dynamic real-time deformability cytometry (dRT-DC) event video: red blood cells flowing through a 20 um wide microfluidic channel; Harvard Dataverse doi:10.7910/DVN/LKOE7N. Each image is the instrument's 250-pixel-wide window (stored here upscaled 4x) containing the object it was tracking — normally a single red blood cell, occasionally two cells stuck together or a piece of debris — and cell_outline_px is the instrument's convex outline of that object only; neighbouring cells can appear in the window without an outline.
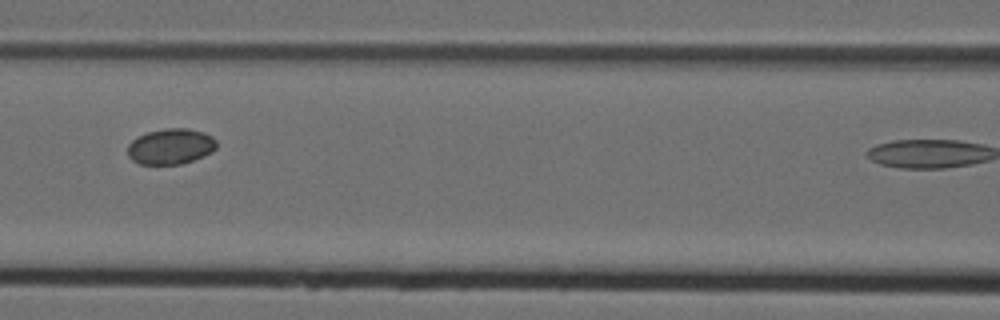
{"species": "Egyptian fruit bat (a non-hibernating species)", "species_latin": "Rousettus aegyptiacus", "temperature_condition": "cold", "stored_images_in_passage": 7, "camera_frame_rate_fps": 3000, "um_per_image_px": 0.085, "animal": {"sex": "female"}, "frame": {"image": 1, "passage_image": 6, "time_ms": 1.667, "image_size_px": [1000, 320], "cell_outline_px": [[216, 148], [212, 152], [204, 156], [180, 164], [140, 164], [132, 160], [128, 156], [128, 144], [132, 140], [148, 132], [164, 128], [188, 128], [204, 132], [212, 136], [216, 140]], "centroid_in_image_um": [14.52, 12.44], "position_along_channel_um": 152.1, "area_um2": 18.5}}